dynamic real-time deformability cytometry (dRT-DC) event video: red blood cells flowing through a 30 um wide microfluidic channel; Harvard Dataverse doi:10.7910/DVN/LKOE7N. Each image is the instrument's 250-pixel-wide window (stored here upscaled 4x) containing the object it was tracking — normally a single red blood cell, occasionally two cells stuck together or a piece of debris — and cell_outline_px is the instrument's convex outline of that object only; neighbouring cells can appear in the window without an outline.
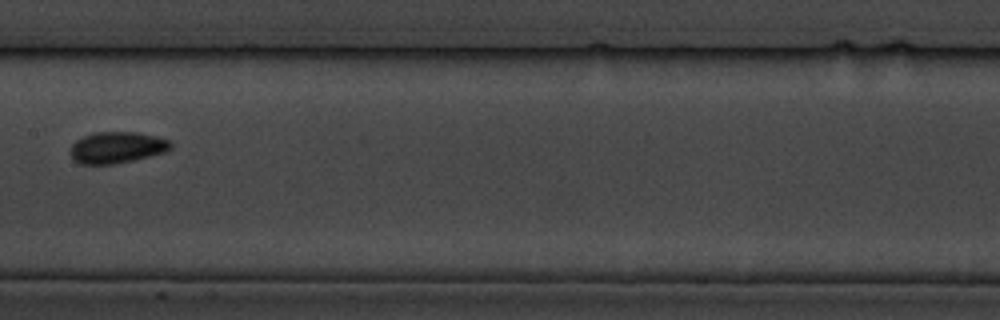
{"species": "common noctule bat (a hibernating species)", "species_latin": "Nyctalus noctula", "temperature_condition": "cold", "stored_images_in_passage": 10, "camera_frame_rate_fps": 3000, "um_per_image_px": 0.085, "animal": {"sex": "male", "body_mass_g": 19.5, "forearm_length_mm": 54.6}, "frame": {"image": 1, "passage_image": 10, "time_ms": 10.333, "image_size_px": [1000, 320], "cell_outline_px": [[172, 148], [164, 152], [132, 160], [112, 164], [80, 164], [72, 160], [68, 152], [72, 144], [76, 140], [92, 132], [136, 132], [156, 136], [168, 140], [172, 144]], "centroid_in_image_um": [9.87, 12.53], "position_along_channel_um": 197.5, "area_um2": 18.44}}